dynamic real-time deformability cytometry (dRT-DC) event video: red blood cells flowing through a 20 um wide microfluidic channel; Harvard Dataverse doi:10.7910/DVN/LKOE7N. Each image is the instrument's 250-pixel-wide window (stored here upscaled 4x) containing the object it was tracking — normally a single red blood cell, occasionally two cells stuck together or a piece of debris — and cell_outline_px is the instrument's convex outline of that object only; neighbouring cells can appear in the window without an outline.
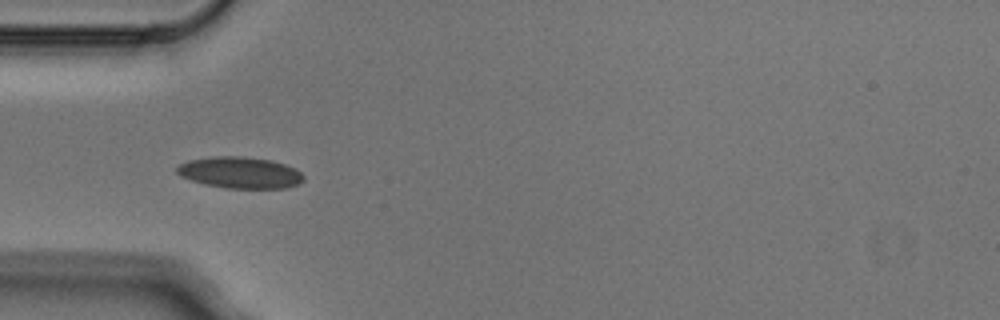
{"species": "Egyptian fruit bat (a non-hibernating species)", "species_latin": "Rousettus aegyptiacus", "temperature_condition": "cold", "stored_images_in_passage": 6, "camera_frame_rate_fps": 3000, "um_per_image_px": 0.085, "animal": {"sex": "male"}, "frame": {"image": 1, "passage_image": 4, "time_ms": 1.0, "image_size_px": [1000, 320], "cell_outline_px": [[304, 180], [300, 184], [288, 188], [228, 188], [204, 184], [180, 176], [176, 172], [176, 168], [180, 164], [188, 160], [212, 156], [240, 156], [272, 160], [296, 168], [304, 176]], "centroid_in_image_um": [20.43, 14.67], "position_along_channel_um": 64.6, "area_um2": 23.35}}
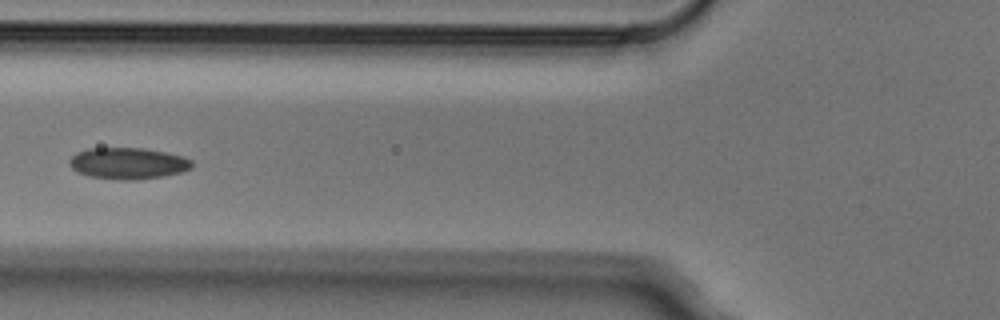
{"frame": {"image": 2, "passage_image": 5, "time_ms": 1.333, "image_size_px": [1000, 320], "cell_outline_px": [[192, 168], [180, 172], [164, 176], [136, 180], [124, 180], [88, 176], [76, 172], [68, 164], [68, 160], [76, 152], [88, 148], [144, 148], [184, 156], [192, 160]], "centroid_in_image_um": [10.85, 13.88], "position_along_channel_um": 114.9, "area_um2": 22.6}}
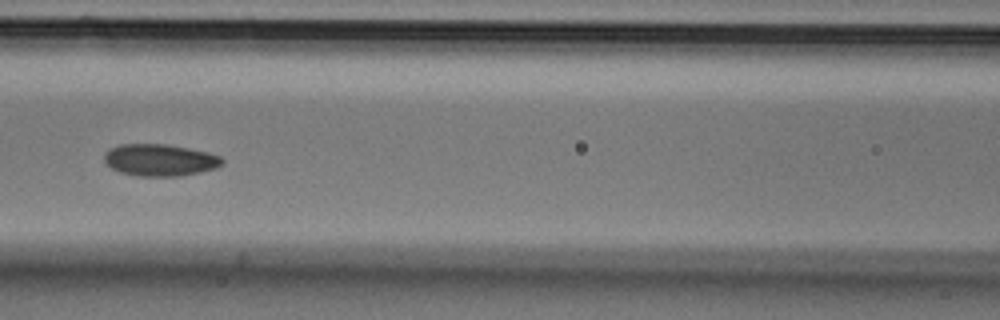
{"frame": {"image": 3, "passage_image": 6, "time_ms": 1.667, "image_size_px": [1000, 320], "cell_outline_px": [[224, 164], [216, 168], [200, 172], [180, 176], [140, 176], [120, 172], [112, 168], [104, 160], [104, 152], [120, 144], [168, 144], [208, 152], [220, 156], [224, 160]], "centroid_in_image_um": [13.62, 13.6], "position_along_channel_um": 153.0, "area_um2": 21.96}}